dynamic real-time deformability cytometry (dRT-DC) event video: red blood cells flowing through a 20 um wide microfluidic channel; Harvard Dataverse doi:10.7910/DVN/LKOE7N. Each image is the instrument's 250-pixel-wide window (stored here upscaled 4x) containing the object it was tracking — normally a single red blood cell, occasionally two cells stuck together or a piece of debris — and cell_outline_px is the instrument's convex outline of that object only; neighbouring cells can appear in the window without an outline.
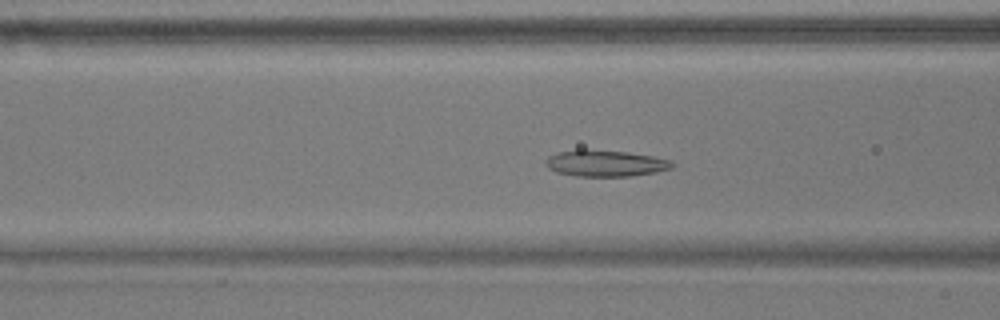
{"species": "common noctule bat (a hibernating species)", "species_latin": "Nyctalus noctula", "temperature_condition": "warm", "stored_images_in_passage": 53, "camera_frame_rate_fps": 3000, "um_per_image_px": 0.085, "animal": {"sex": "male", "body_mass_g": 17.9}, "frame": {"image": 1, "passage_image": 19, "time_ms": 6.0, "image_size_px": [1000, 320], "cell_outline_px": [[676, 164], [672, 168], [656, 172], [632, 176], [576, 176], [556, 172], [548, 168], [544, 164], [544, 160], [548, 156], [560, 152], [580, 148], [584, 148], [628, 152], [652, 156], [672, 160]], "centroid_in_image_um": [51.45, 13.87], "position_along_channel_um": 115.2, "area_um2": 19.83}}
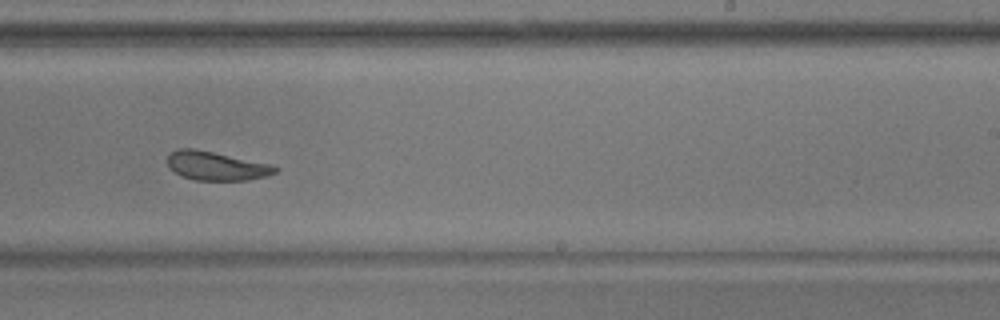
{"frame": {"image": 2, "passage_image": 32, "time_ms": 10.333, "image_size_px": [1000, 320], "cell_outline_px": [[280, 168], [276, 172], [268, 176], [248, 180], [196, 180], [184, 176], [176, 172], [168, 164], [168, 156], [172, 152], [180, 148], [192, 148], [272, 164]], "centroid_in_image_um": [18.45, 14.11], "position_along_channel_um": 270.5, "area_um2": 17.8}}
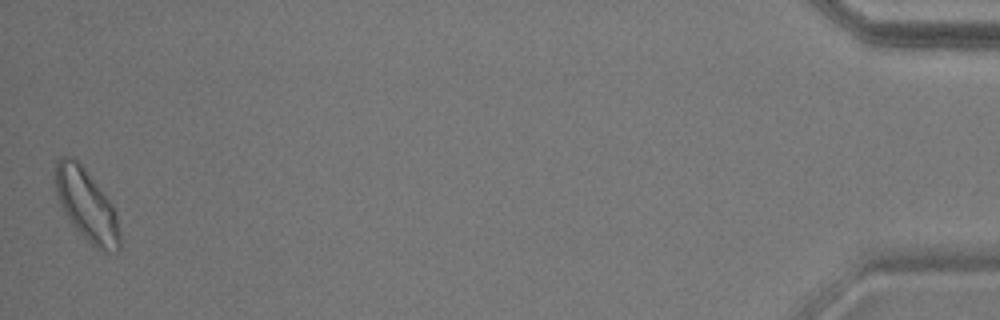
{"frame": {"image": 3, "passage_image": 53, "time_ms": 17.333, "image_size_px": [1000, 320], "cell_outline_px": [[120, 248], [116, 252], [104, 252], [96, 248], [72, 224], [60, 204], [56, 192], [56, 160], [60, 156], [72, 156], [84, 168], [112, 204], [116, 212], [120, 236]], "centroid_in_image_um": [7.38, 17.45], "position_along_channel_um": 427.8, "area_um2": 26.47}, "authors_computed_cell_mechanics": {"area_um2": 20.8658, "velocity_mm_per_s": 3.5986, "shape_relaxation_time_tau1_ms": 7.561, "shape_relaxation_time_tau2_ms": 4.4911, "deformation_change_tau1": 0.1708, "deformation_change_tau2": 0.1342}}